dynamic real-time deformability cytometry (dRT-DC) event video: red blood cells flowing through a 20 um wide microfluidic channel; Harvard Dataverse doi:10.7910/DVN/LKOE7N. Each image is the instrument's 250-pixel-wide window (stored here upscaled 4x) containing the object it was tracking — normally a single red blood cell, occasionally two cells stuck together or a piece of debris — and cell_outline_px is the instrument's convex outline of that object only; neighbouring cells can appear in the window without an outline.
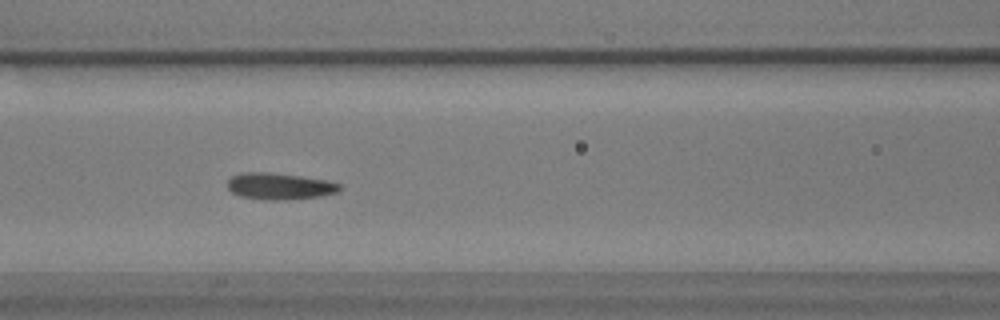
{"species": "common noctule bat (a hibernating species)", "species_latin": "Nyctalus noctula", "temperature_condition": "warm", "stored_images_in_passage": 55, "camera_frame_rate_fps": 3000, "um_per_image_px": 0.085, "animal": {"sex": "male", "body_mass_g": 17.9}, "frame": {"image": 1, "passage_image": 23, "time_ms": 7.333, "image_size_px": [1000, 320], "cell_outline_px": [[340, 188], [336, 192], [320, 196], [276, 200], [264, 200], [240, 196], [232, 192], [228, 188], [228, 180], [232, 176], [240, 172], [272, 172], [300, 176], [324, 180], [340, 184]], "centroid_in_image_um": [23.7, 15.82], "position_along_channel_um": 142.9, "area_um2": 17.17}}
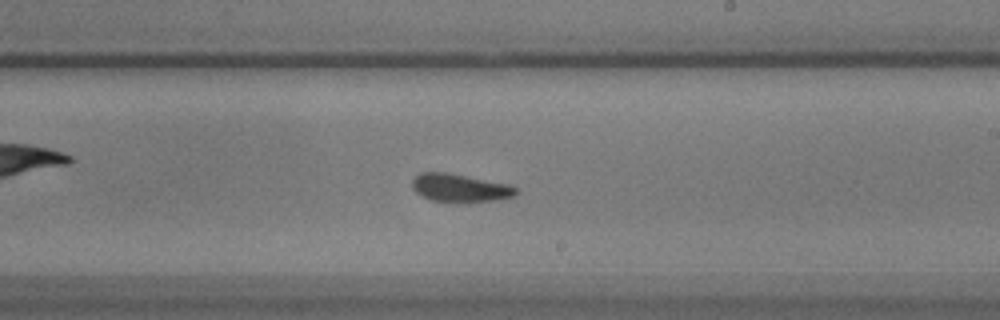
{"frame": {"image": 2, "passage_image": 32, "time_ms": 10.333, "image_size_px": [1000, 320], "cell_outline_px": [[516, 192], [512, 196], [500, 200], [468, 204], [432, 200], [416, 192], [412, 188], [412, 180], [420, 172], [448, 172], [508, 184], [516, 188]], "centroid_in_image_um": [39.1, 15.99], "position_along_channel_um": 249.9, "area_um2": 17.28}}
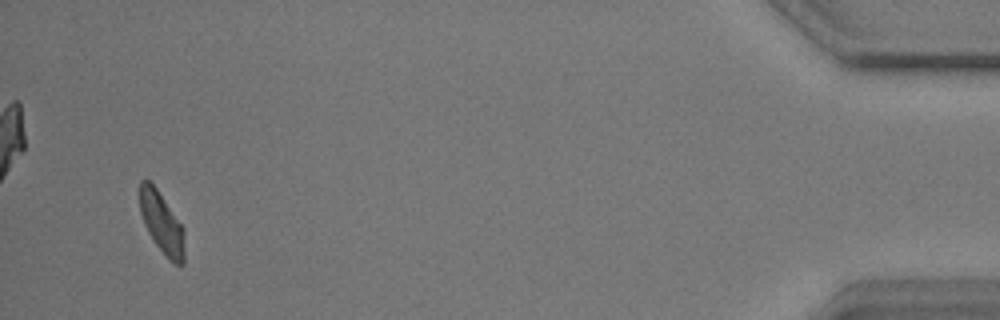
{"frame": {"image": 3, "passage_image": 53, "time_ms": 17.333, "image_size_px": [1000, 320], "cell_outline_px": [[184, 264], [176, 264], [168, 260], [156, 244], [148, 232], [144, 224], [140, 212], [140, 180], [148, 180], [156, 188], [184, 228]], "centroid_in_image_um": [13.75, 18.98], "position_along_channel_um": 421.4, "area_um2": 15.78}, "authors_computed_cell_mechanics": {"area_um2": 16.762, "velocity_mm_per_s": 3.579, "shape_relaxation_time_tau1_ms": 2.9973, "shape_relaxation_time_tau2_ms": 1.897, "deformation_change_tau1": 0.11, "deformation_change_tau2": 0.0803}}